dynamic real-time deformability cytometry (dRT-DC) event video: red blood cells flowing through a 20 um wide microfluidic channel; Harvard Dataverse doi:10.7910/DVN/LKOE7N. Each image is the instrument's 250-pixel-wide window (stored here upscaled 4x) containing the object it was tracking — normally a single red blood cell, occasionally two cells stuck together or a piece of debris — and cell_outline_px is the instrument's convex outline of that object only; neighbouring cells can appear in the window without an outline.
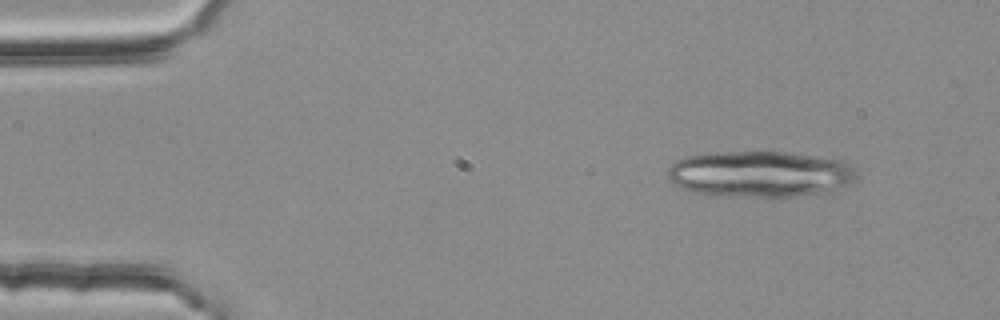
{"species": "common noctule bat (a hibernating species)", "species_latin": "Nyctalus noctula", "temperature_condition": "room temperature", "stored_images_in_passage": 4, "camera_frame_rate_fps": 3000, "um_per_image_px": 0.085, "animal": {"sex": "female", "body_mass_g": 25.1}, "frame": {"image": 1, "passage_image": 2, "time_ms": 0.333, "image_size_px": [1000, 320], "cell_outline_px": [[856, 180], [828, 192], [792, 196], [728, 196], [700, 192], [684, 188], [676, 184], [668, 176], [668, 168], [676, 160], [688, 156], [720, 152], [784, 152], [844, 160], [856, 172]], "centroid_in_image_um": [64.64, 14.78], "position_along_channel_um": 20.4, "area_um2": 50.0}}